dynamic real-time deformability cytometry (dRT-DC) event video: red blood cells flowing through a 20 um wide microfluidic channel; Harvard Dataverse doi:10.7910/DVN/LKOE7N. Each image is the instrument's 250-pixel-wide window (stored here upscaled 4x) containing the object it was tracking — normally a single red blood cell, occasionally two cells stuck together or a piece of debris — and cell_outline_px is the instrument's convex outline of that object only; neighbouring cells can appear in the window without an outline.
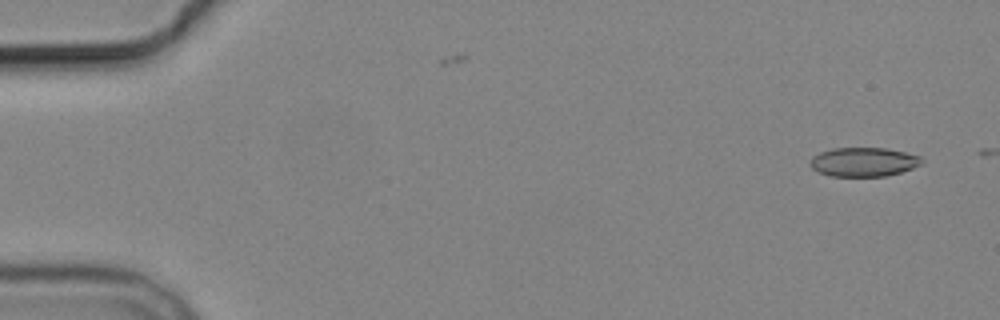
{"species": "common noctule bat (a hibernating species)", "species_latin": "Nyctalus noctula", "temperature_condition": "cold", "stored_images_in_passage": 2, "camera_frame_rate_fps": 3000, "um_per_image_px": 0.085, "animal": {"sex": "male", "body_mass_g": 19.2, "forearm_length_mm": 51.8}, "frame": {"image": 1, "passage_image": 1, "time_ms": 0.0, "image_size_px": [1000, 320], "cell_outline_px": [[924, 160], [920, 164], [912, 168], [888, 176], [832, 176], [820, 172], [812, 168], [808, 164], [812, 156], [820, 152], [832, 148], [884, 148], [904, 152], [920, 156]], "centroid_in_image_um": [73.38, 13.76], "position_along_channel_um": 11.6, "area_um2": 18.84}}